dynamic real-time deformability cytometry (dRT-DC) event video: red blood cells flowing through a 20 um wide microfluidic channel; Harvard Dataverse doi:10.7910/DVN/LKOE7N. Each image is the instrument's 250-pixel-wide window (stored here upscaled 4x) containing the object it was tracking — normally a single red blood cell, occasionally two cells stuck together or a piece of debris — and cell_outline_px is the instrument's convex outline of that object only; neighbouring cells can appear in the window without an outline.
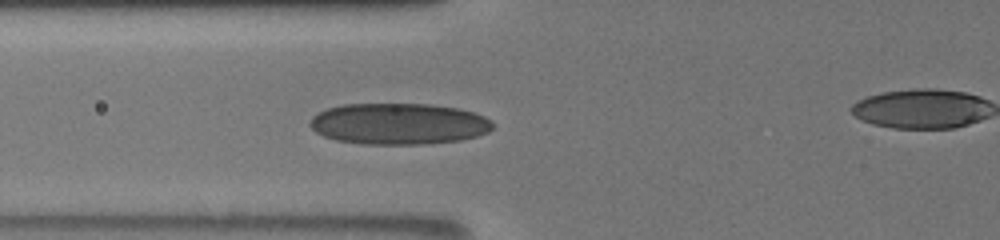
{"species": "human", "species_latin": "Homo sapiens", "temperature_condition": "room temperature", "stored_images_in_passage": 23, "camera_frame_rate_fps": 3000, "um_per_image_px": 0.085, "donor": {"sex": "male"}, "frame": {"image": 1, "passage_image": 10, "time_ms": 6.333, "image_size_px": [1000, 240], "cell_outline_px": [[492, 128], [488, 132], [476, 136], [460, 140], [424, 144], [364, 144], [336, 140], [324, 136], [316, 132], [308, 124], [312, 116], [328, 108], [344, 104], [432, 104], [456, 108], [472, 112], [484, 116], [492, 120]], "centroid_in_image_um": [33.88, 10.52], "position_along_channel_um": 91.9, "area_um2": 43.93}}
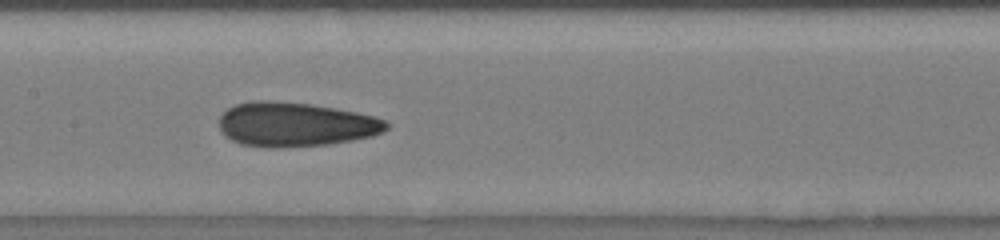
{"frame": {"image": 2, "passage_image": 16, "time_ms": 8.667, "image_size_px": [1000, 240], "cell_outline_px": [[388, 128], [384, 132], [372, 136], [352, 140], [328, 144], [280, 148], [268, 148], [240, 144], [224, 136], [220, 132], [220, 116], [228, 108], [236, 104], [248, 100], [272, 100], [312, 104], [356, 112], [388, 120]], "centroid_in_image_um": [25.09, 10.57], "position_along_channel_um": 182.3, "area_um2": 43.58}}
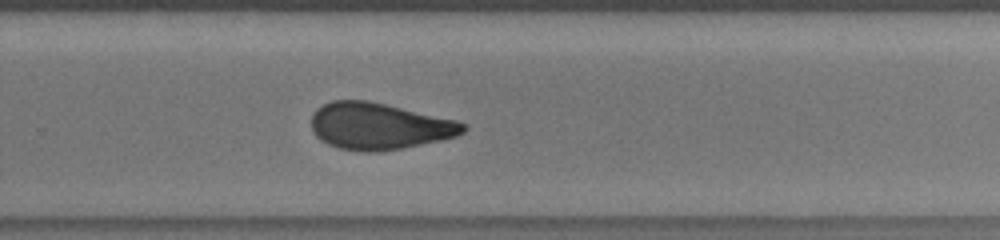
{"frame": {"image": 3, "passage_image": 23, "time_ms": 11.667, "image_size_px": [1000, 240], "cell_outline_px": [[468, 128], [464, 132], [456, 136], [440, 140], [380, 152], [364, 152], [340, 148], [328, 144], [320, 140], [312, 132], [312, 112], [316, 108], [332, 100], [368, 100], [456, 120], [468, 124]], "centroid_in_image_um": [32.2, 10.72], "position_along_channel_um": 297.6, "area_um2": 41.33}}